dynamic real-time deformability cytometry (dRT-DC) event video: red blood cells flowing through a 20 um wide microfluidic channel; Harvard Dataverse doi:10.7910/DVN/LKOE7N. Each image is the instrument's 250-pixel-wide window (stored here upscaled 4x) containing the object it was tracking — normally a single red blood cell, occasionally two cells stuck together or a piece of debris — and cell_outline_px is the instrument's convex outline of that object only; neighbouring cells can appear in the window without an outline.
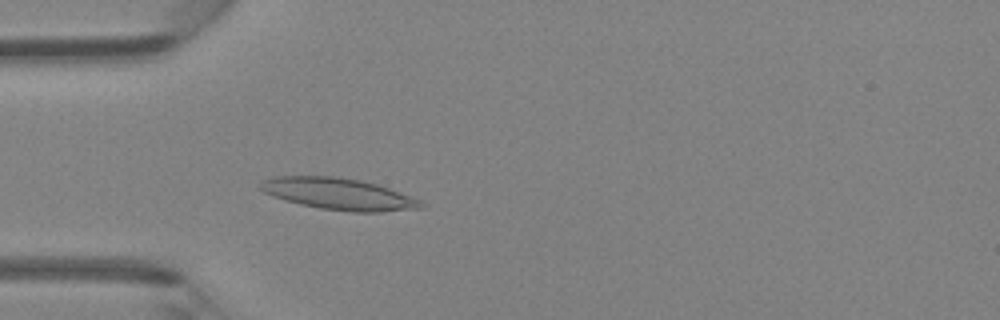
{"species": "Egyptian fruit bat (a non-hibernating species)", "species_latin": "Rousettus aegyptiacus", "temperature_condition": "room temperature", "stored_images_in_passage": 45, "camera_frame_rate_fps": 3000, "um_per_image_px": 0.085, "animal": {"sex": "female"}, "frame": {"image": 1, "passage_image": 13, "time_ms": 4.0, "image_size_px": [1000, 320], "cell_outline_px": [[424, 208], [380, 212], [352, 212], [320, 208], [300, 204], [272, 196], [264, 192], [260, 188], [260, 184], [264, 180], [276, 176], [332, 176], [360, 180], [376, 184], [388, 188], [420, 200], [424, 204]], "centroid_in_image_um": [28.79, 16.49], "position_along_channel_um": 56.2, "area_um2": 29.36}}
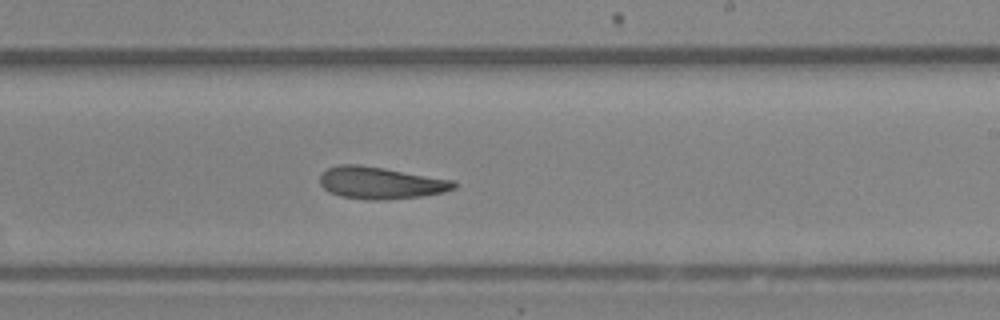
{"frame": {"image": 2, "passage_image": 27, "time_ms": 8.667, "image_size_px": [1000, 320], "cell_outline_px": [[456, 188], [444, 192], [420, 196], [388, 200], [372, 200], [340, 196], [328, 192], [320, 184], [320, 176], [328, 168], [340, 164], [356, 164], [384, 168], [452, 180], [456, 184]], "centroid_in_image_um": [32.33, 15.55], "position_along_channel_um": 256.7, "area_um2": 24.85}}
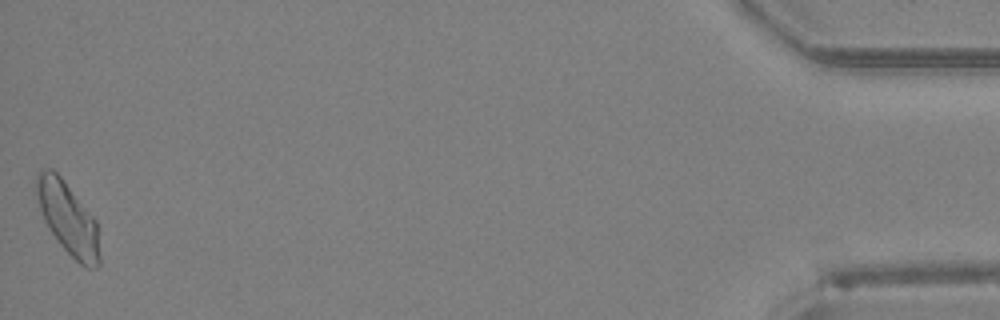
{"frame": {"image": 3, "passage_image": 45, "time_ms": 14.667, "image_size_px": [1000, 320], "cell_outline_px": [[100, 264], [96, 268], [88, 268], [80, 264], [60, 244], [44, 220], [40, 208], [36, 192], [36, 172], [44, 168], [52, 168], [64, 180], [96, 220], [100, 256]], "centroid_in_image_um": [5.78, 18.54], "position_along_channel_um": 429.4, "area_um2": 26.3}}